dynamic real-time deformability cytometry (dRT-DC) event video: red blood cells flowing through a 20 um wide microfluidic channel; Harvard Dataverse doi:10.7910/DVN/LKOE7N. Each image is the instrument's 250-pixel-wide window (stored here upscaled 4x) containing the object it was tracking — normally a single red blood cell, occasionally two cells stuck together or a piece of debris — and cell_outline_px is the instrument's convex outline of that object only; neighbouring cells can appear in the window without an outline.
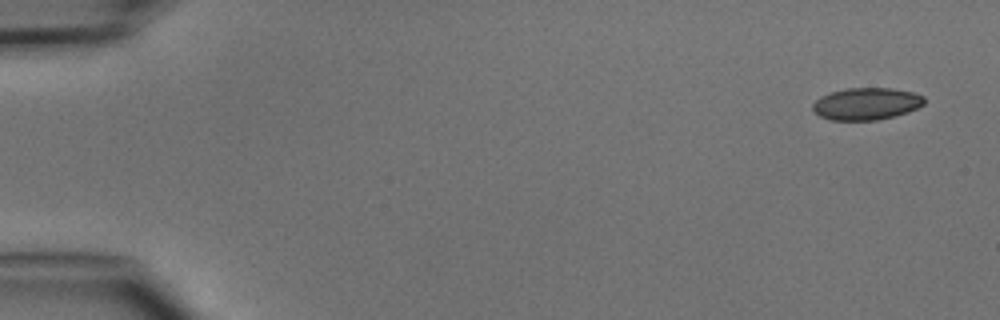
{"species": "common noctule bat (a hibernating species)", "species_latin": "Nyctalus noctula", "temperature_condition": "cold", "stored_images_in_passage": 6, "camera_frame_rate_fps": 3000, "um_per_image_px": 0.085, "animal": {"sex": "male", "body_mass_g": 15.6}, "frame": {"image": 1, "passage_image": 1, "time_ms": 0.0, "image_size_px": [1000, 320], "cell_outline_px": [[924, 104], [908, 112], [876, 120], [828, 120], [820, 116], [812, 108], [812, 104], [820, 96], [844, 88], [892, 88], [912, 92], [924, 96]], "centroid_in_image_um": [73.62, 8.82], "position_along_channel_um": 11.4, "area_um2": 20.81}}
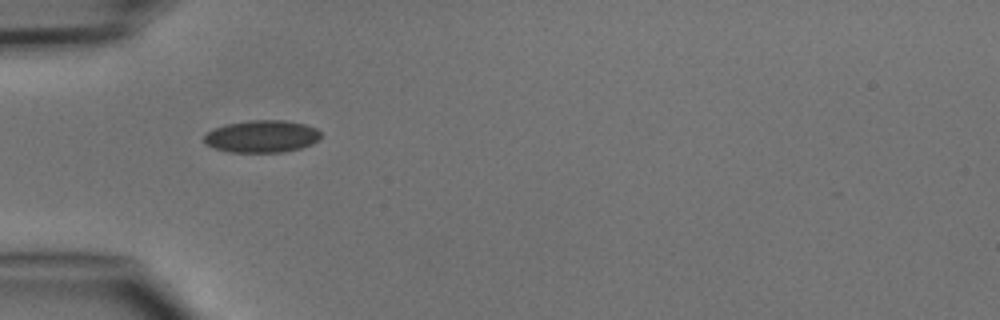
{"frame": {"image": 2, "passage_image": 4, "time_ms": 4.333, "image_size_px": [1000, 320], "cell_outline_px": [[320, 136], [312, 144], [300, 148], [280, 152], [228, 152], [212, 148], [204, 144], [204, 136], [208, 132], [224, 124], [248, 120], [284, 120], [304, 124], [316, 128], [320, 132]], "centroid_in_image_um": [22.21, 11.59], "position_along_channel_um": 62.8, "area_um2": 21.96}}